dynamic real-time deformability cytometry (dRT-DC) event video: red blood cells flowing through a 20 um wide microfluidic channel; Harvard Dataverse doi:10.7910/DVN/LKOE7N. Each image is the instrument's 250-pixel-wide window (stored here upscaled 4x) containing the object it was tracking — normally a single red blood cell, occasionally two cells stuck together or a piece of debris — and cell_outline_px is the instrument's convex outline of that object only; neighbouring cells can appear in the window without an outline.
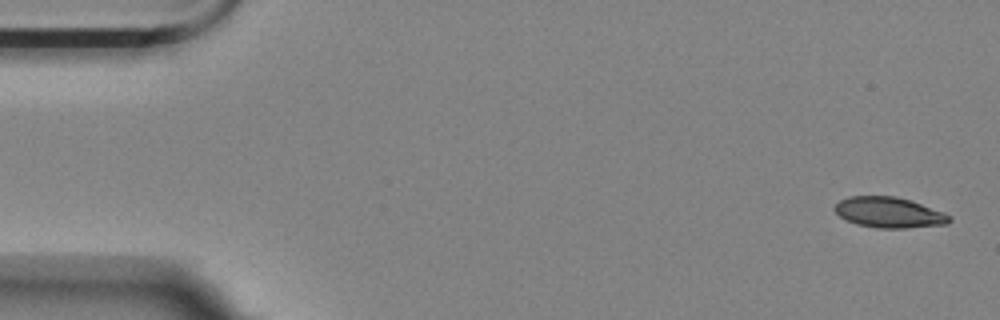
{"species": "Egyptian fruit bat (a non-hibernating species)", "species_latin": "Rousettus aegyptiacus", "temperature_condition": "room temperature", "stored_images_in_passage": 55, "camera_frame_rate_fps": 3000, "um_per_image_px": 0.085, "animal": {"sex": "female"}, "frame": {"image": 1, "passage_image": 1, "time_ms": 0.0, "image_size_px": [1000, 320], "cell_outline_px": [[952, 220], [948, 224], [908, 228], [876, 228], [856, 224], [840, 216], [832, 208], [840, 200], [848, 196], [896, 196], [944, 212], [952, 216]], "centroid_in_image_um": [75.58, 18.07], "position_along_channel_um": 9.4, "area_um2": 20.46}}
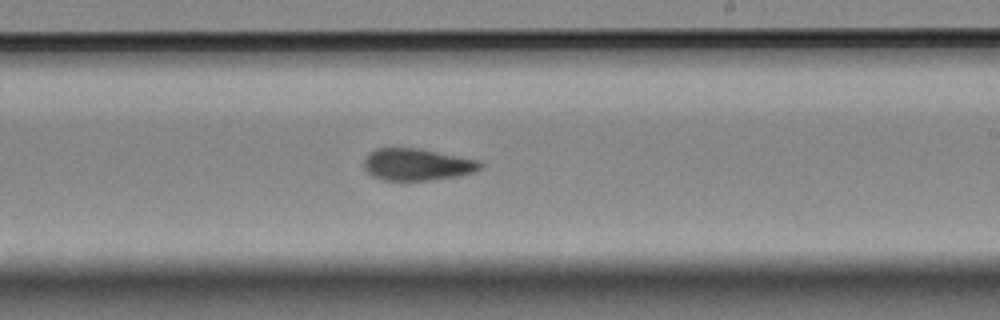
{"frame": {"image": 2, "passage_image": 32, "time_ms": 10.333, "image_size_px": [1000, 320], "cell_outline_px": [[484, 168], [476, 172], [460, 176], [432, 180], [380, 180], [372, 176], [364, 168], [364, 160], [368, 152], [376, 148], [420, 148], [480, 160], [484, 164]], "centroid_in_image_um": [35.5, 13.98], "position_along_channel_um": 253.5, "area_um2": 22.14}}
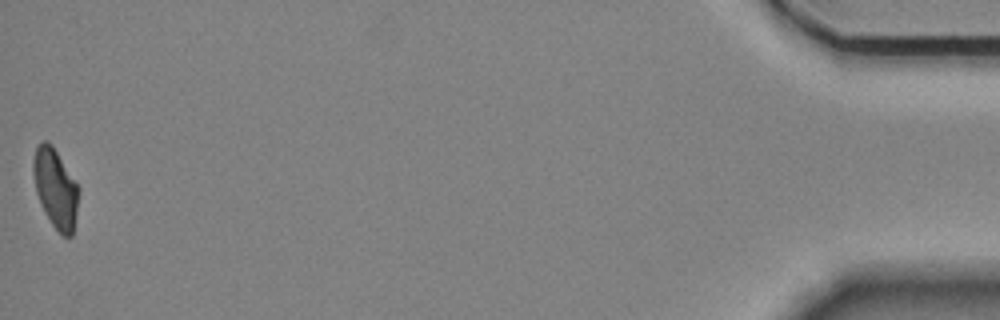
{"frame": {"image": 3, "passage_image": 55, "time_ms": 18.0, "image_size_px": [1000, 320], "cell_outline_px": [[80, 192], [72, 236], [64, 236], [52, 224], [44, 212], [40, 204], [36, 192], [32, 172], [32, 160], [36, 148], [40, 140], [48, 140], [52, 144], [80, 188]], "centroid_in_image_um": [4.7, 15.96], "position_along_channel_um": 430.5, "area_um2": 21.15}, "authors_computed_cell_mechanics": {"area_um2": 21.9062, "velocity_mm_per_s": 3.5538, "shape_relaxation_time_tau1_ms": null, "shape_relaxation_time_tau2_ms": 3.2346, "deformation_change_tau1": null, "deformation_change_tau2": 0.0818}}